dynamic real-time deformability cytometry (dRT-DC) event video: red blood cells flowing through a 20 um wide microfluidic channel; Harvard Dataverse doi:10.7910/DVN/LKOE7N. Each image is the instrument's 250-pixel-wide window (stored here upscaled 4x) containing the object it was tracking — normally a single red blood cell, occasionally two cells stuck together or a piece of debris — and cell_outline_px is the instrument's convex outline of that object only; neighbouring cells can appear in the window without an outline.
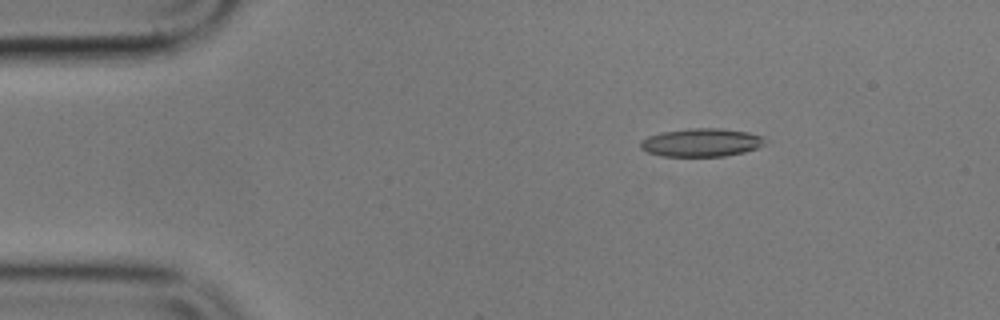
{"species": "common noctule bat (a hibernating species)", "species_latin": "Nyctalus noctula", "temperature_condition": "cold", "stored_images_in_passage": 5, "camera_frame_rate_fps": 3000, "um_per_image_px": 0.085, "animal": {"sex": "male", "body_mass_g": 17.9}, "frame": {"image": 1, "passage_image": 3, "time_ms": 2.333, "image_size_px": [1000, 320], "cell_outline_px": [[768, 140], [764, 144], [756, 148], [744, 152], [724, 156], [660, 156], [648, 152], [640, 148], [640, 140], [648, 136], [660, 132], [688, 128], [720, 128], [748, 132], [764, 136]], "centroid_in_image_um": [59.61, 12.1], "position_along_channel_um": 25.4, "area_um2": 20.69}}